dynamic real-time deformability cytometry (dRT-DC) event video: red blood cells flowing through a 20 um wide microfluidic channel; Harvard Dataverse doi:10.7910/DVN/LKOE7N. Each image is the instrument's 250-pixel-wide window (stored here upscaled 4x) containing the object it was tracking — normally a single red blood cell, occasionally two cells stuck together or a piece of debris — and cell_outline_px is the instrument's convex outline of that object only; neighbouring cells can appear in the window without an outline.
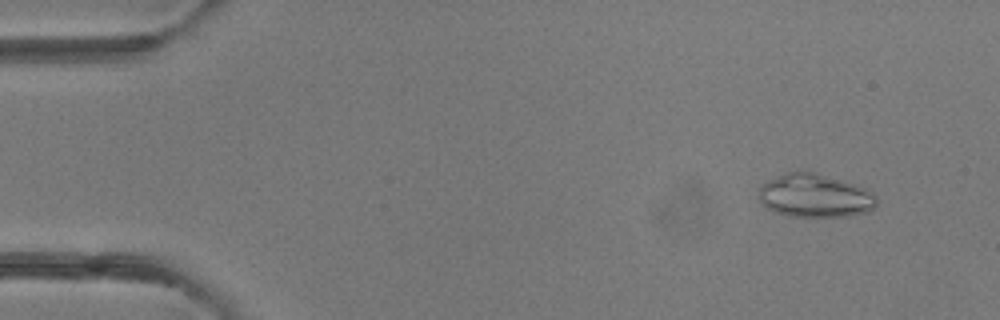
{"species": "common noctule bat (a hibernating species)", "species_latin": "Nyctalus noctula", "temperature_condition": "room temperature", "stored_images_in_passage": 4, "camera_frame_rate_fps": 3000, "um_per_image_px": 0.085, "animal": {"sex": "female"}, "frame": {"image": 1, "passage_image": 1, "time_ms": 0.0, "image_size_px": [1000, 320], "cell_outline_px": [[876, 204], [868, 212], [848, 216], [788, 216], [772, 212], [764, 208], [756, 196], [760, 184], [784, 172], [816, 172], [868, 188], [876, 196]], "centroid_in_image_um": [69.2, 16.64], "position_along_channel_um": 15.8, "area_um2": 30.29}}